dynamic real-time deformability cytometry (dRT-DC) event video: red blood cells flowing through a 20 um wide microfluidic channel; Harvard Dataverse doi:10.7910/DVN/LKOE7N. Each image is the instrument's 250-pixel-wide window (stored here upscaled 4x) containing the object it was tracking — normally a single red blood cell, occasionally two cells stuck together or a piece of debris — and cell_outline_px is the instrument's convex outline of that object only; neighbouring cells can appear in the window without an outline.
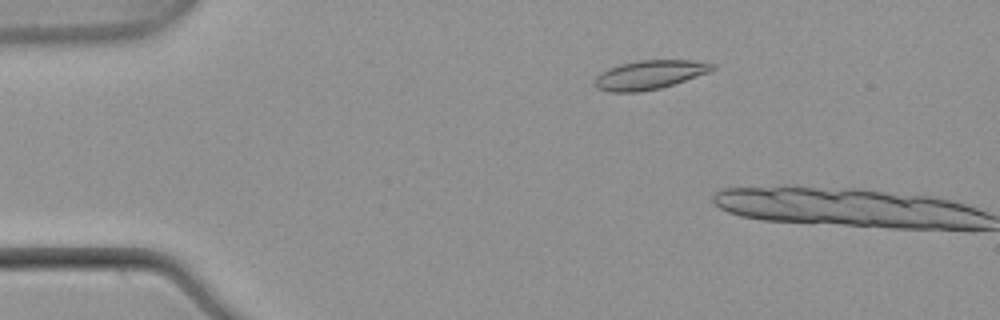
{"species": "common noctule bat (a hibernating species)", "species_latin": "Nyctalus noctula", "temperature_condition": "warm", "stored_images_in_passage": 11, "camera_frame_rate_fps": 3000, "um_per_image_px": 0.085, "animal": {"sex": "male", "body_mass_g": 21.5, "forearm_length_mm": 52.0}, "frame": {"image": 1, "passage_image": 10, "time_ms": 3.0, "image_size_px": [1000, 320], "cell_outline_px": [[716, 68], [708, 72], [660, 88], [640, 92], [608, 92], [596, 88], [592, 84], [592, 80], [600, 72], [608, 68], [620, 64], [640, 60], [696, 60], [716, 64]], "centroid_in_image_um": [55.14, 6.36], "position_along_channel_um": 29.9, "area_um2": 20.0}}